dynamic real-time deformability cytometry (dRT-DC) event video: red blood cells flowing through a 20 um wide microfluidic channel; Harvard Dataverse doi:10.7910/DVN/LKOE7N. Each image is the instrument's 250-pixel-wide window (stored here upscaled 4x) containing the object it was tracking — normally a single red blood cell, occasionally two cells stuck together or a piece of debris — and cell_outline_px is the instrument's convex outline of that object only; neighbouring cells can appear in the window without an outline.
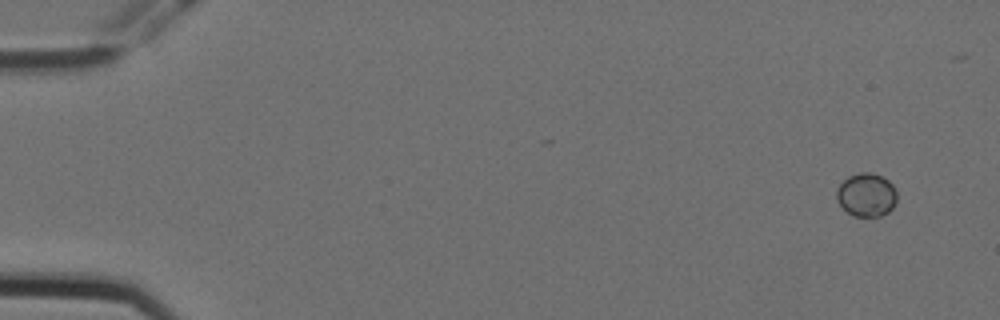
{"species": "Egyptian fruit bat (a non-hibernating species)", "species_latin": "Rousettus aegyptiacus", "temperature_condition": "cold", "stored_images_in_passage": 7, "camera_frame_rate_fps": 3000, "um_per_image_px": 0.085, "animal": {"sex": "female"}, "frame": {"image": 1, "passage_image": 1, "time_ms": 0.0, "image_size_px": [1000, 320], "cell_outline_px": [[896, 204], [888, 212], [880, 216], [852, 216], [836, 200], [836, 188], [848, 176], [860, 172], [872, 172], [888, 180], [892, 184], [896, 192]], "centroid_in_image_um": [73.64, 16.56], "position_along_channel_um": 11.4, "area_um2": 15.32}}